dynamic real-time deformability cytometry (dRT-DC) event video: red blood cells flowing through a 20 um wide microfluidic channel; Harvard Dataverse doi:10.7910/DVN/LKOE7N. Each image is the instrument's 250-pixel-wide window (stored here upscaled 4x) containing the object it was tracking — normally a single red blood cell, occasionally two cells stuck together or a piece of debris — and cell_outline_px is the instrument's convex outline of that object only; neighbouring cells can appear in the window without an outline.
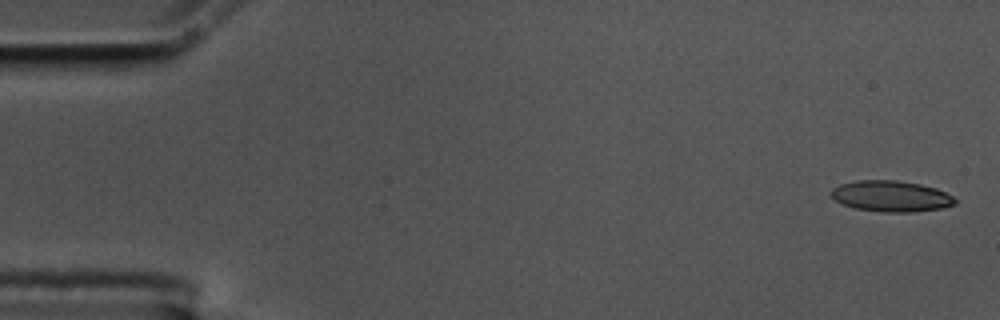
{"species": "common noctule bat (a hibernating species)", "species_latin": "Nyctalus noctula", "temperature_condition": "cold", "stored_images_in_passage": 58, "camera_frame_rate_fps": 3000, "um_per_image_px": 0.085, "animal": {"sex": "male", "body_mass_g": 17.5, "forearm_length_mm": 52.3}, "frame": {"image": 1, "passage_image": 2, "time_ms": 0.333, "image_size_px": [1000, 320], "cell_outline_px": [[956, 204], [944, 208], [912, 212], [884, 212], [856, 208], [844, 204], [836, 200], [832, 196], [832, 188], [840, 184], [856, 180], [896, 180], [920, 184], [936, 188], [952, 196], [956, 200]], "centroid_in_image_um": [75.77, 16.67], "position_along_channel_um": 9.2, "area_um2": 22.25}}
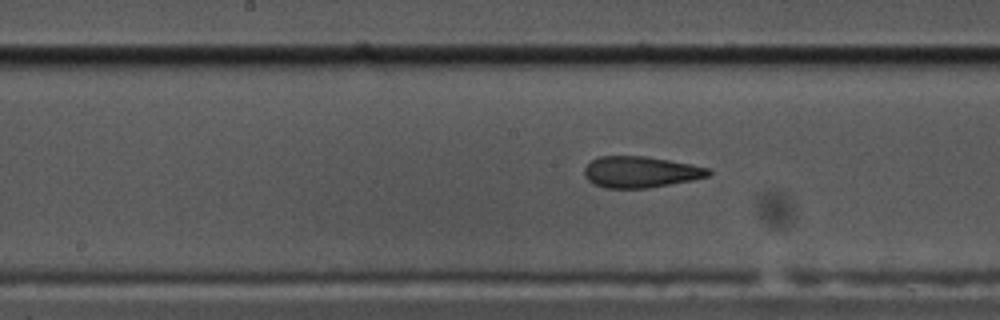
{"frame": {"image": 2, "passage_image": 29, "time_ms": 9.333, "image_size_px": [1000, 320], "cell_outline_px": [[712, 172], [708, 176], [692, 180], [648, 188], [604, 188], [588, 180], [584, 176], [584, 168], [592, 160], [600, 156], [644, 156], [692, 164], [708, 168]], "centroid_in_image_um": [54.44, 14.62], "position_along_channel_um": 193.8, "area_um2": 22.48}}
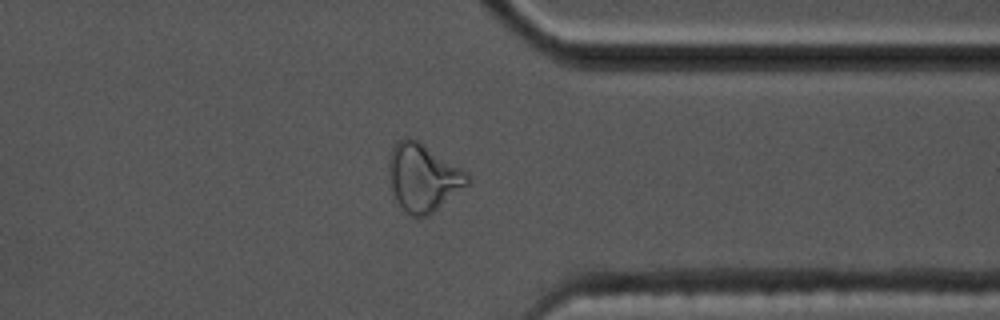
{"frame": {"image": 3, "passage_image": 45, "time_ms": 14.667, "image_size_px": [1000, 320], "cell_outline_px": [[468, 184], [428, 216], [412, 216], [396, 200], [392, 188], [388, 164], [392, 148], [404, 136], [412, 136], [468, 172]], "centroid_in_image_um": [35.96, 15.05], "position_along_channel_um": 375.4, "area_um2": 30.52}, "authors_computed_cell_mechanics": {"area_um2": 23.0333, "velocity_mm_per_s": 3.4914, "shape_relaxation_time_tau1_ms": null, "shape_relaxation_time_tau2_ms": 2.1227, "deformation_change_tau1": null, "deformation_change_tau2": 0.0964}}